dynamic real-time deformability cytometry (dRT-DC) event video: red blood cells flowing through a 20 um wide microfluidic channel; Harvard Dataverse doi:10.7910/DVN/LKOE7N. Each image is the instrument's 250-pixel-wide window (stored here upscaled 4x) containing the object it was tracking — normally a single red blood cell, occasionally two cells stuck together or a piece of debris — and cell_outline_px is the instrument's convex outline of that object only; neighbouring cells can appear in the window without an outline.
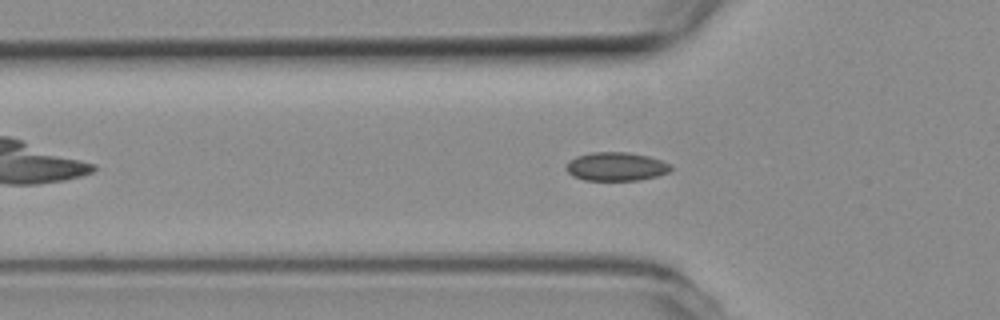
{"species": "common noctule bat (a hibernating species)", "species_latin": "Nyctalus noctula", "temperature_condition": "room temperature", "stored_images_in_passage": 42, "camera_frame_rate_fps": 3000, "um_per_image_px": 0.085, "animal": {"sex": "female", "body_mass_g": 19.3, "forearm_length_mm": 54.1}, "frame": {"image": 1, "passage_image": 5, "time_ms": 1.333, "image_size_px": [1000, 320], "cell_outline_px": [[672, 168], [668, 172], [656, 176], [640, 180], [584, 180], [572, 176], [564, 168], [568, 160], [576, 156], [592, 152], [628, 152], [648, 156], [660, 160], [668, 164]], "centroid_in_image_um": [52.31, 14.15], "position_along_channel_um": 73.5, "area_um2": 17.46}}
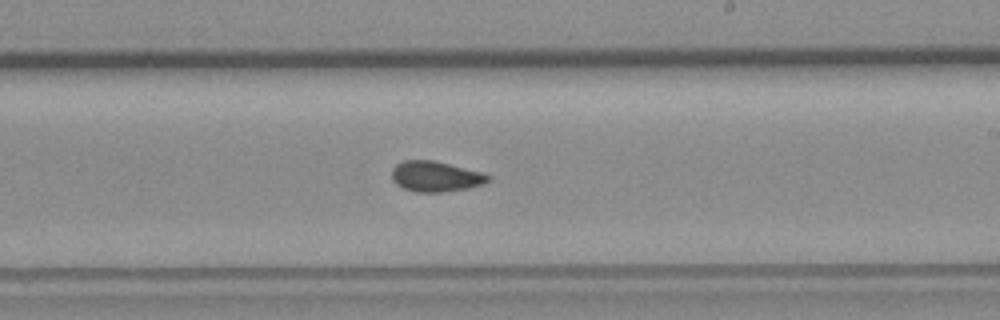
{"frame": {"image": 2, "passage_image": 19, "time_ms": 6.0, "image_size_px": [1000, 320], "cell_outline_px": [[492, 180], [484, 184], [468, 188], [440, 192], [416, 192], [404, 188], [396, 184], [392, 180], [392, 168], [396, 164], [404, 160], [432, 160], [484, 172], [492, 176]], "centroid_in_image_um": [37.06, 14.99], "position_along_channel_um": 251.9, "area_um2": 17.28}}
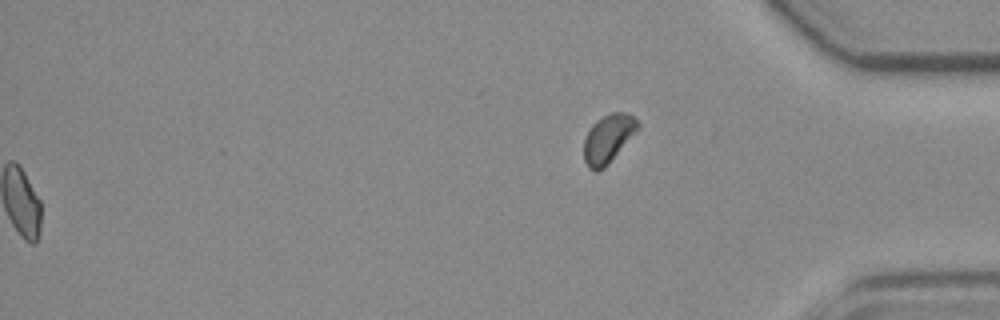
{"frame": {"image": 3, "passage_image": 42, "time_ms": 13.667, "image_size_px": [1000, 320], "cell_outline_px": [[640, 128], [608, 164], [604, 168], [596, 172], [588, 168], [584, 160], [584, 136], [592, 124], [596, 120], [612, 112], [628, 112], [640, 124]], "centroid_in_image_um": [51.68, 11.78], "position_along_channel_um": 383.5, "area_um2": 15.32}, "authors_computed_cell_mechanics": {"area_um2": 16.7331, "velocity_mm_per_s": 3.8166, "shape_relaxation_time_tau1_ms": null, "shape_relaxation_time_tau2_ms": 2.3609, "deformation_change_tau1": null, "deformation_change_tau2": 0.0646}}